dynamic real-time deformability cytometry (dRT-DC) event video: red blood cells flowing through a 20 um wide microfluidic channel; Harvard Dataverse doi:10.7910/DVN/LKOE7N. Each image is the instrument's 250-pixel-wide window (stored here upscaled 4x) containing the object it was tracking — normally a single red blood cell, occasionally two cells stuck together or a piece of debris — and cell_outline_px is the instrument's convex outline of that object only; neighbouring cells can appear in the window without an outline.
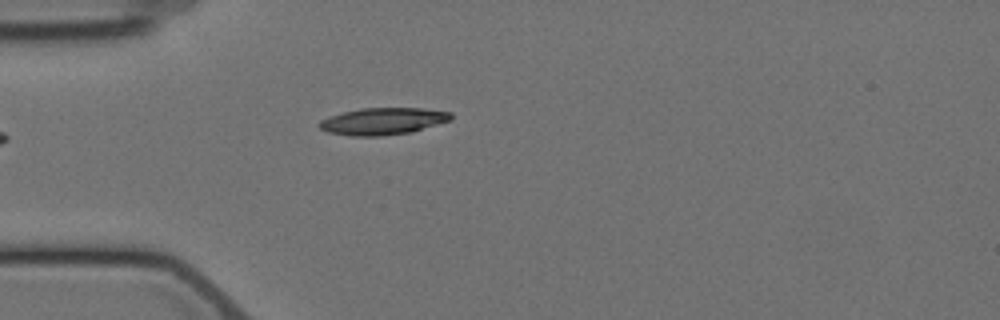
{"species": "Egyptian fruit bat (a non-hibernating species)", "species_latin": "Rousettus aegyptiacus", "temperature_condition": "cold", "stored_images_in_passage": 2, "camera_frame_rate_fps": 3000, "um_per_image_px": 0.085, "animal": {"sex": "female"}, "frame": {"image": 1, "passage_image": 2, "time_ms": 1.333, "image_size_px": [1000, 320], "cell_outline_px": [[452, 120], [412, 132], [380, 136], [352, 136], [328, 132], [320, 128], [316, 124], [320, 120], [344, 112], [360, 108], [420, 108], [452, 112]], "centroid_in_image_um": [32.56, 10.3], "position_along_channel_um": 52.4, "area_um2": 20.69}}